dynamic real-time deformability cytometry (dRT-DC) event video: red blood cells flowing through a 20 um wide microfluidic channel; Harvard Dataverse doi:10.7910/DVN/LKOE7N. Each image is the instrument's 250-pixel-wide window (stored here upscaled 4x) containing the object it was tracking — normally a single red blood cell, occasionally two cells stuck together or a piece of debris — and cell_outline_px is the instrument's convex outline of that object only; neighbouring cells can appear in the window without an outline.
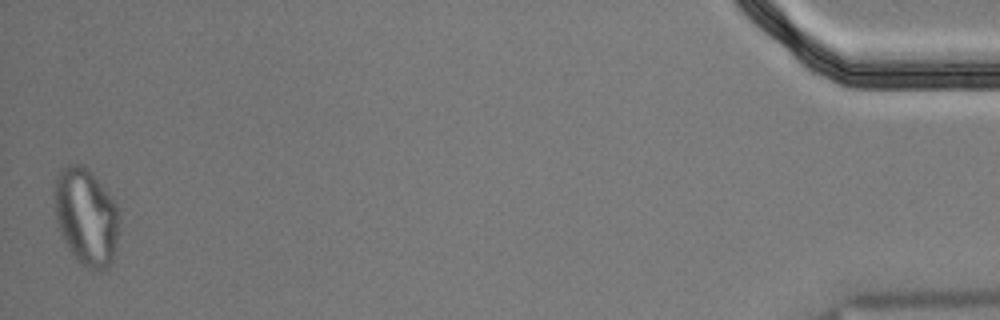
{"species": "Egyptian fruit bat (a non-hibernating species)", "species_latin": "Rousettus aegyptiacus", "temperature_condition": "cold", "stored_images_in_passage": 54, "segment_of_instrument_passage": [2, 2], "camera_frame_rate_fps": 3000, "um_per_image_px": 0.085, "animal": {"sex": "male"}, "frame": {"image": 1, "passage_image": 54, "time_ms": 17.667, "image_size_px": [1000, 320], "cell_outline_px": [[120, 228], [112, 260], [108, 268], [88, 268], [72, 252], [60, 228], [56, 216], [52, 192], [56, 176], [68, 164], [84, 164], [120, 208]], "centroid_in_image_um": [7.35, 18.35], "position_along_channel_um": 427.9, "area_um2": 36.24}}